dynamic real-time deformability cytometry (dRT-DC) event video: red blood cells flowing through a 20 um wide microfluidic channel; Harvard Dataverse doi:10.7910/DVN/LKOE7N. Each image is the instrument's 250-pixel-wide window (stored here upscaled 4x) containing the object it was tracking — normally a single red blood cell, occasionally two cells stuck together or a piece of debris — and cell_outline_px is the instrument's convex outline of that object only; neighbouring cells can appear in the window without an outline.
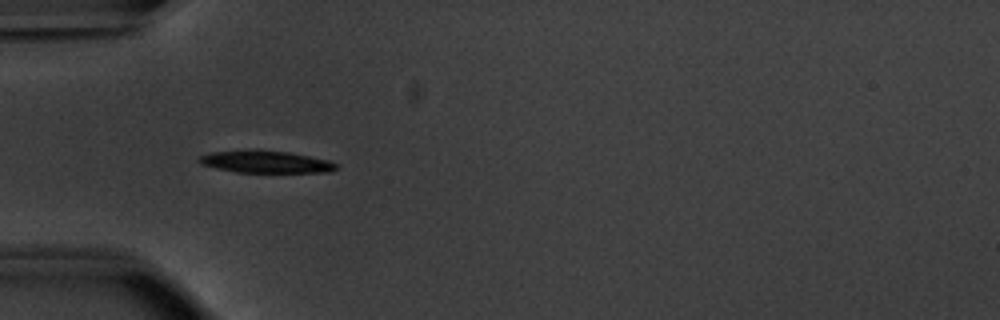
{"species": "common noctule bat (a hibernating species)", "species_latin": "Nyctalus noctula", "temperature_condition": "warm", "stored_images_in_passage": 20, "camera_frame_rate_fps": 3000, "um_per_image_px": 0.085, "animal": {"sex": "male", "body_mass_g": 20.1, "forearm_length_mm": 53.5}, "frame": {"image": 1, "passage_image": 4, "time_ms": 1.0, "image_size_px": [1000, 320], "cell_outline_px": [[340, 164], [332, 172], [236, 172], [216, 168], [200, 164], [196, 160], [200, 156], [212, 152], [248, 148], [256, 148], [288, 152], [328, 160]], "centroid_in_image_um": [22.55, 13.73], "position_along_channel_um": 62.5, "area_um2": 18.15}}